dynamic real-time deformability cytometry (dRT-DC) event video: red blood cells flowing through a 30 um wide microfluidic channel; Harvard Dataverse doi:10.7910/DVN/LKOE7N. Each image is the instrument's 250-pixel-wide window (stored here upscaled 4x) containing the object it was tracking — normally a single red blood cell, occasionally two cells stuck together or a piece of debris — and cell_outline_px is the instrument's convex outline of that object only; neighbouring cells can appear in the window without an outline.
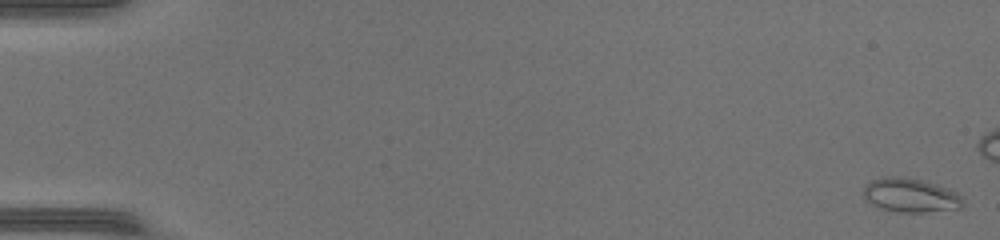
{"species": "common noctule bat (a hibernating species)", "species_latin": "Nyctalus noctula", "temperature_condition": "warm", "stored_images_in_passage": 50, "camera_frame_rate_fps": 3000, "um_per_image_px": 0.085, "animal": {"sex": "female", "body_mass_g": 17.0, "forearm_length_mm": 48.0}, "frame": {"image": 1, "passage_image": 1, "time_ms": 0.0, "image_size_px": [1000, 240], "cell_outline_px": [[964, 204], [960, 208], [924, 212], [900, 212], [880, 208], [864, 200], [860, 192], [872, 180], [884, 176], [896, 176], [924, 180], [948, 188], [964, 196]], "centroid_in_image_um": [77.39, 16.59], "position_along_channel_um": 7.6, "area_um2": 20.0}}
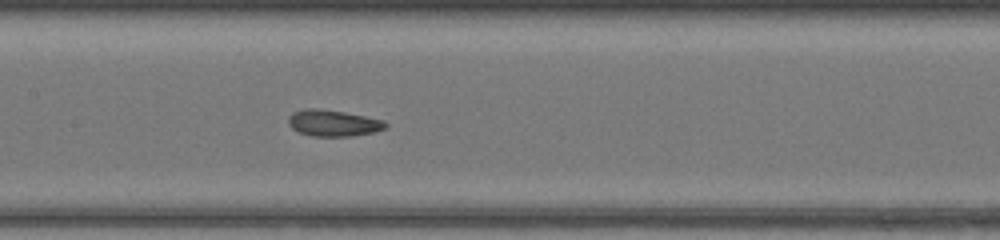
{"frame": {"image": 2, "passage_image": 25, "time_ms": 8.0, "image_size_px": [1000, 240], "cell_outline_px": [[388, 124], [384, 128], [376, 132], [352, 136], [312, 136], [300, 132], [292, 128], [288, 124], [288, 116], [292, 112], [308, 108], [316, 108], [344, 112], [384, 120]], "centroid_in_image_um": [28.32, 10.46], "position_along_channel_um": 179.1, "area_um2": 14.91}}
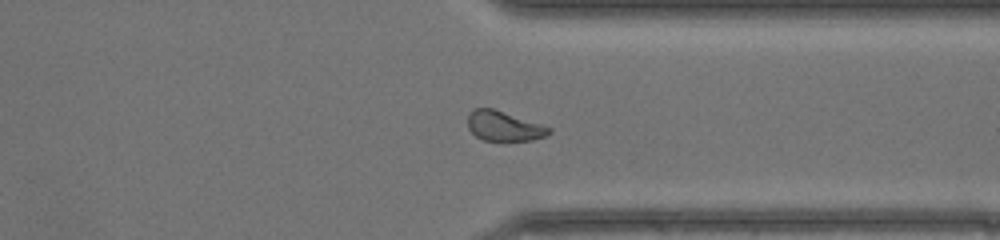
{"frame": {"image": 3, "passage_image": 38, "time_ms": 12.333, "image_size_px": [1000, 240], "cell_outline_px": [[552, 132], [548, 136], [532, 140], [504, 144], [484, 140], [476, 136], [468, 128], [468, 116], [472, 108], [492, 108], [552, 128]], "centroid_in_image_um": [42.85, 10.78], "position_along_channel_um": 368.5, "area_um2": 14.68}, "authors_computed_cell_mechanics": {"area_um2": 15.3748, "velocity_mm_per_s": 4.3831, "shape_relaxation_time_tau1_ms": null, "shape_relaxation_time_tau2_ms": 1.6511, "deformation_change_tau1": null, "deformation_change_tau2": 0.0754}}